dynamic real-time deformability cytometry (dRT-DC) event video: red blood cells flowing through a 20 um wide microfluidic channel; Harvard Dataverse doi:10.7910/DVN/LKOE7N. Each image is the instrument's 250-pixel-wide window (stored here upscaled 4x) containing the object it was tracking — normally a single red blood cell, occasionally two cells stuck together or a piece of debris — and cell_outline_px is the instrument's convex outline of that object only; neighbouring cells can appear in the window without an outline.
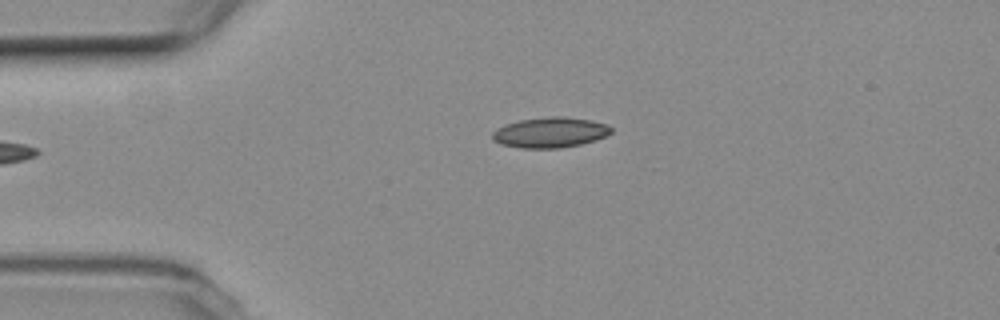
{"species": "common noctule bat (a hibernating species)", "species_latin": "Nyctalus noctula", "temperature_condition": "room temperature", "stored_images_in_passage": 11, "camera_frame_rate_fps": 3000, "um_per_image_px": 0.085, "animal": {"sex": "female", "body_mass_g": 19.3, "forearm_length_mm": 54.1}, "frame": {"image": 1, "passage_image": 1, "time_ms": 0.0, "image_size_px": [1000, 320], "cell_outline_px": [[612, 132], [596, 140], [580, 144], [560, 148], [520, 148], [500, 144], [492, 140], [492, 132], [496, 128], [504, 124], [520, 120], [548, 116], [564, 116], [588, 120], [608, 124], [612, 128]], "centroid_in_image_um": [46.72, 11.26], "position_along_channel_um": 38.3, "area_um2": 21.15}}
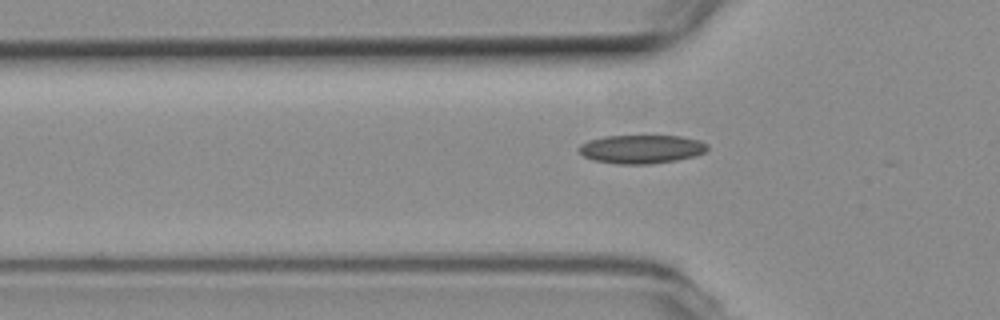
{"frame": {"image": 2, "passage_image": 6, "time_ms": 1.667, "image_size_px": [1000, 320], "cell_outline_px": [[708, 148], [704, 152], [692, 156], [676, 160], [648, 164], [620, 164], [592, 160], [584, 156], [576, 148], [580, 144], [588, 140], [604, 136], [680, 136], [700, 140], [708, 144]], "centroid_in_image_um": [54.48, 12.67], "position_along_channel_um": 71.3, "area_um2": 21.39}}
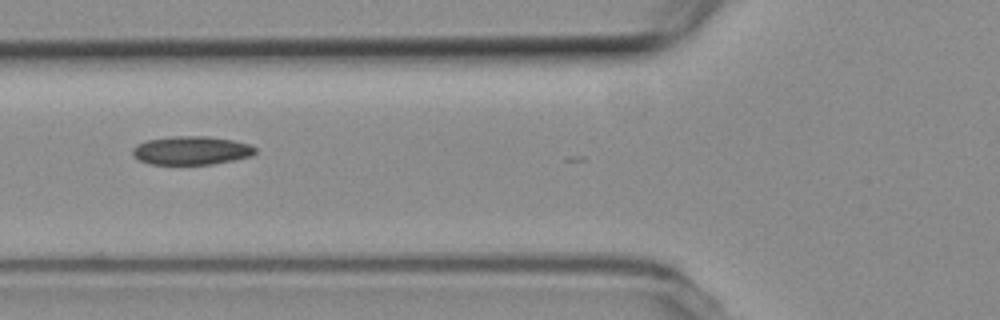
{"frame": {"image": 3, "passage_image": 9, "time_ms": 2.667, "image_size_px": [1000, 320], "cell_outline_px": [[256, 152], [252, 156], [212, 164], [148, 164], [132, 156], [132, 148], [136, 144], [148, 140], [172, 136], [208, 136], [232, 140], [248, 144], [256, 148]], "centroid_in_image_um": [16.23, 12.79], "position_along_channel_um": 109.6, "area_um2": 20.4}}